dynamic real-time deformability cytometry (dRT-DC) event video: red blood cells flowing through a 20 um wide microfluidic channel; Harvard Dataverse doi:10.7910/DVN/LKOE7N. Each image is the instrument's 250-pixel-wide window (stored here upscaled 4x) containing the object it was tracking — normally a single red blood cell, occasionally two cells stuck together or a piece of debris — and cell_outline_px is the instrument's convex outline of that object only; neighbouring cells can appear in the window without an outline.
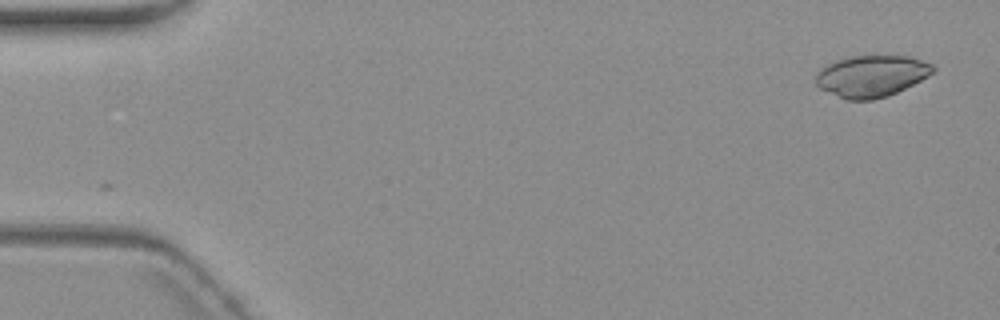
{"species": "common noctule bat (a hibernating species)", "species_latin": "Nyctalus noctula", "temperature_condition": "warm", "stored_images_in_passage": 2, "camera_frame_rate_fps": 3000, "um_per_image_px": 0.085, "animal": {"sex": "female", "body_mass_g": 19.3, "forearm_length_mm": 54.1}, "frame": {"image": 1, "passage_image": 2, "time_ms": 2.0, "image_size_px": [1000, 320], "cell_outline_px": [[936, 68], [928, 76], [888, 96], [872, 100], [844, 100], [820, 88], [816, 84], [816, 72], [820, 68], [836, 60], [852, 56], [908, 56], [932, 64]], "centroid_in_image_um": [74.04, 6.47], "position_along_channel_um": 11.0, "area_um2": 28.26}}